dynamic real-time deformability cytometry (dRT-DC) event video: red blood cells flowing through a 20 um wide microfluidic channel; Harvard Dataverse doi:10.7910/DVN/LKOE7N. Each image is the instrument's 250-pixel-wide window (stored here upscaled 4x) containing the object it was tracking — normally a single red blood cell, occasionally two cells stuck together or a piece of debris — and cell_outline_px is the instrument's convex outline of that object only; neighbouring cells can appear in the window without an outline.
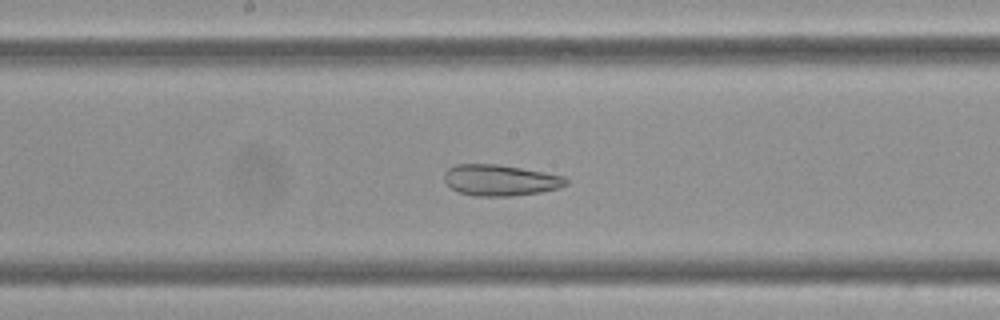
{"species": "Egyptian fruit bat (a non-hibernating species)", "species_latin": "Rousettus aegyptiacus", "temperature_condition": "cold", "stored_images_in_passage": 41, "camera_frame_rate_fps": 3000, "um_per_image_px": 0.085, "frame": {"image": 1, "passage_image": 13, "time_ms": 4.0, "image_size_px": [1000, 320], "cell_outline_px": [[568, 184], [560, 188], [540, 192], [512, 196], [476, 196], [460, 192], [452, 188], [444, 180], [444, 172], [448, 168], [456, 164], [500, 164], [544, 172], [564, 176], [568, 180]], "centroid_in_image_um": [42.54, 15.31], "position_along_channel_um": 205.7, "area_um2": 22.14}}
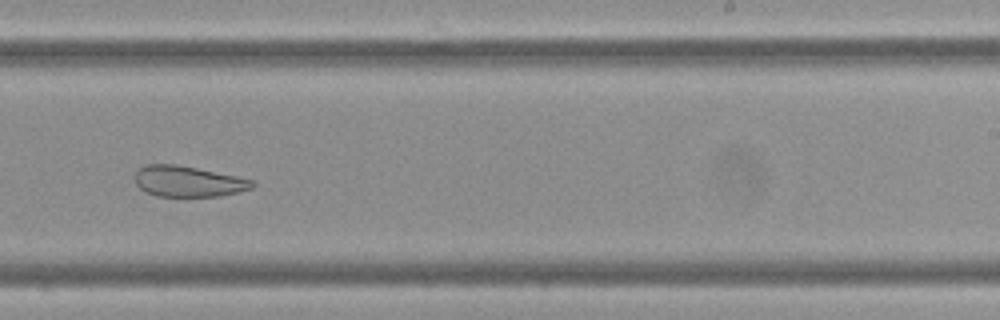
{"frame": {"image": 2, "passage_image": 19, "time_ms": 6.0, "image_size_px": [1000, 320], "cell_outline_px": [[256, 184], [252, 188], [220, 196], [156, 196], [144, 192], [136, 184], [136, 172], [144, 164], [176, 164], [256, 180]], "centroid_in_image_um": [15.99, 15.42], "position_along_channel_um": 273.0, "area_um2": 21.04}}
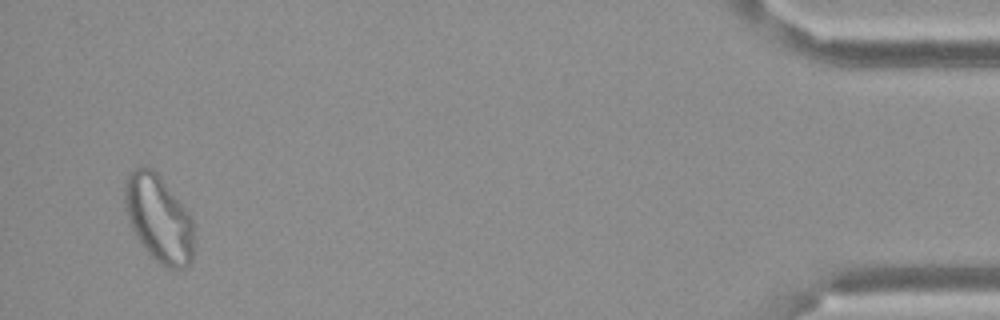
{"frame": {"image": 3, "passage_image": 39, "time_ms": 12.667, "image_size_px": [1000, 320], "cell_outline_px": [[192, 260], [184, 268], [164, 268], [148, 252], [136, 236], [132, 228], [124, 204], [124, 184], [128, 172], [140, 164], [152, 168], [160, 176], [188, 212], [192, 220]], "centroid_in_image_um": [13.45, 18.53], "position_along_channel_um": 421.7, "area_um2": 34.85}, "authors_computed_cell_mechanics": {"area_um2": 24.2182, "velocity_mm_per_s": 3.3803, "shape_relaxation_time_tau1_ms": null, "shape_relaxation_time_tau2_ms": 3.1242, "deformation_change_tau1": null, "deformation_change_tau2": 0.0983}}